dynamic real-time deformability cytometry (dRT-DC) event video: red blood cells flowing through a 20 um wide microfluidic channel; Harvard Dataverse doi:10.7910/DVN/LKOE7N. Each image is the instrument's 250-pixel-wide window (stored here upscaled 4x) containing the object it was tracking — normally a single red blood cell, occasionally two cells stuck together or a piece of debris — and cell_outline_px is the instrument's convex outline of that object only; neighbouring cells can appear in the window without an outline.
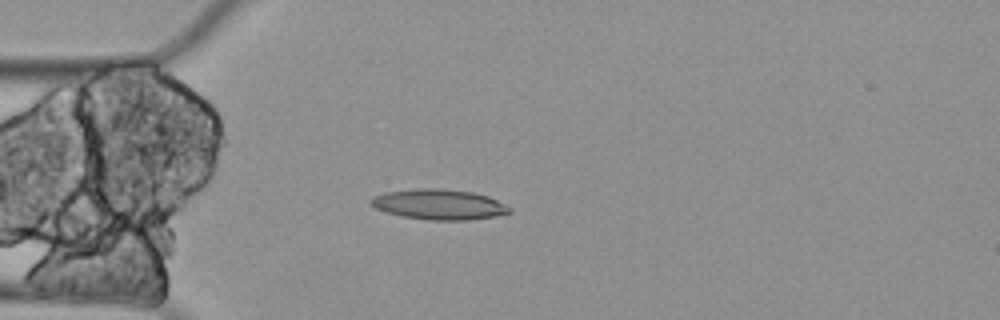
{"species": "Egyptian fruit bat (a non-hibernating species)", "species_latin": "Rousettus aegyptiacus", "temperature_condition": "cold", "stored_images_in_passage": 7, "camera_frame_rate_fps": 3000, "um_per_image_px": 0.085, "animal": {"sex": "female"}, "frame": {"image": 1, "passage_image": 6, "time_ms": 1.667, "image_size_px": [1000, 320], "cell_outline_px": [[512, 212], [496, 216], [468, 220], [428, 220], [400, 216], [384, 212], [368, 204], [368, 200], [372, 196], [384, 192], [420, 188], [436, 188], [472, 192], [488, 196], [512, 208]], "centroid_in_image_um": [37.26, 17.38], "position_along_channel_um": 47.7, "area_um2": 24.74}}